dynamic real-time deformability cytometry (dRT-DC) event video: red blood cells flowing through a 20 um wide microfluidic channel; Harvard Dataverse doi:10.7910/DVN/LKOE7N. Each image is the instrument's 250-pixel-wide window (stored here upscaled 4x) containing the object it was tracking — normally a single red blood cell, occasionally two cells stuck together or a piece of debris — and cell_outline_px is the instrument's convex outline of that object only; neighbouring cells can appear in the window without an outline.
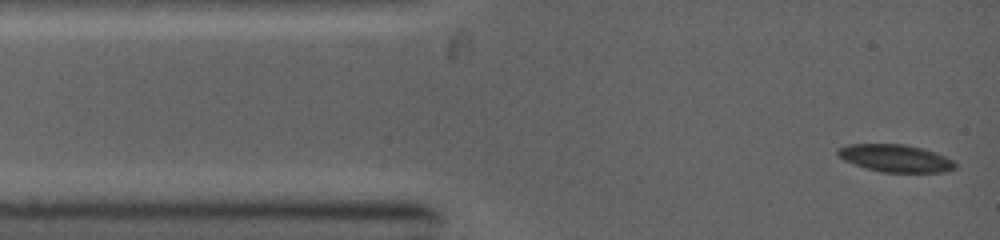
{"species": "common noctule bat (a hibernating species)", "species_latin": "Nyctalus noctula", "temperature_condition": "warm", "stored_images_in_passage": 68, "camera_frame_rate_fps": 5000, "um_per_image_px": 0.085, "animal": {"sex": "female", "body_mass_g": 19.0, "forearm_length_mm": 53.3}, "frame": {"image": 1, "passage_image": 1, "time_ms": 0.0, "image_size_px": [1000, 240], "cell_outline_px": [[956, 168], [948, 172], [884, 172], [868, 168], [844, 160], [836, 152], [836, 148], [848, 144], [904, 144], [936, 152], [952, 160], [956, 164]], "centroid_in_image_um": [76.13, 13.44], "position_along_channel_um": 8.9, "area_um2": 18.61}}
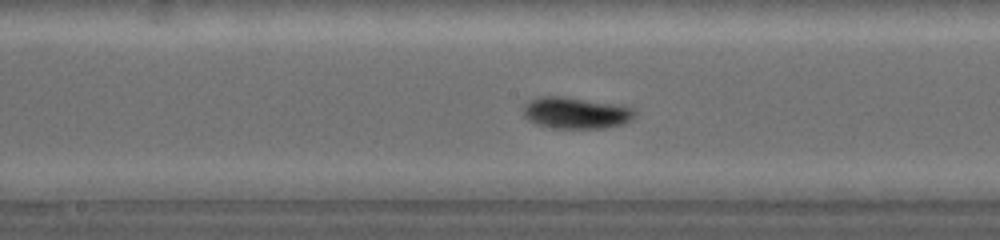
{"frame": {"image": 2, "passage_image": 25, "time_ms": 5.4, "image_size_px": [1000, 240], "cell_outline_px": [[636, 116], [632, 120], [624, 124], [604, 128], [548, 128], [536, 124], [528, 120], [524, 116], [524, 104], [528, 100], [544, 96], [564, 96], [620, 104], [632, 108], [636, 112]], "centroid_in_image_um": [48.97, 9.59], "position_along_channel_um": 199.2, "area_um2": 20.87}}
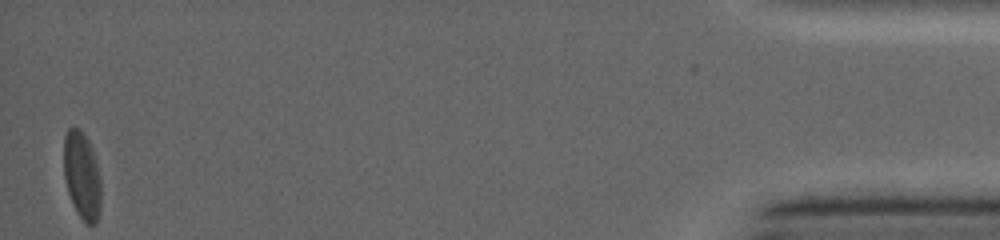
{"frame": {"image": 3, "passage_image": 68, "time_ms": 13.2, "image_size_px": [1000, 240], "cell_outline_px": [[100, 212], [96, 224], [88, 224], [76, 212], [72, 204], [68, 192], [64, 176], [64, 136], [68, 128], [72, 124], [80, 128], [88, 140], [92, 148], [96, 160], [100, 176]], "centroid_in_image_um": [6.96, 14.88], "position_along_channel_um": 428.2, "area_um2": 19.25}}